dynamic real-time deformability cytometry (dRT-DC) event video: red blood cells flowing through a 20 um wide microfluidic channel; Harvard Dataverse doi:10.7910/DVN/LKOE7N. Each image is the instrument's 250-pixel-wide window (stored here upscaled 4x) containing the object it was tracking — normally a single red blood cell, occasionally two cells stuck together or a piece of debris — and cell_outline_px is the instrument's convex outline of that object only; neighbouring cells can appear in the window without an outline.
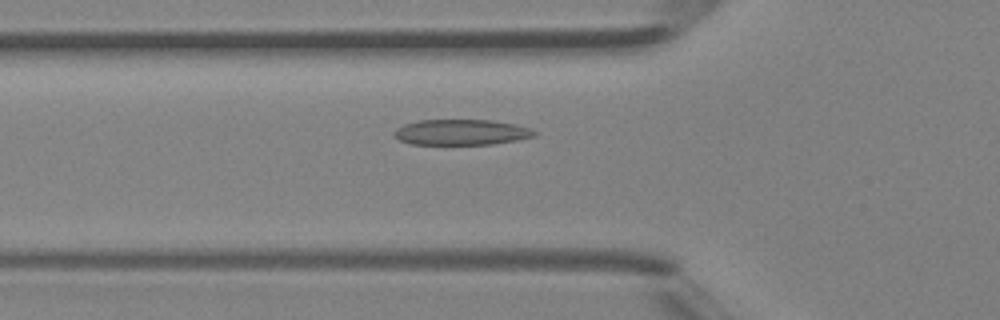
{"species": "Egyptian fruit bat (a non-hibernating species)", "species_latin": "Rousettus aegyptiacus", "temperature_condition": "room temperature", "stored_images_in_passage": 40, "camera_frame_rate_fps": 3000, "um_per_image_px": 0.085, "animal": {"sex": "female"}, "frame": {"image": 1, "passage_image": 16, "time_ms": 5.0, "image_size_px": [1000, 320], "cell_outline_px": [[536, 136], [516, 140], [492, 144], [412, 144], [400, 140], [392, 136], [392, 132], [396, 128], [404, 124], [416, 120], [492, 120], [516, 124], [532, 128], [536, 132]], "centroid_in_image_um": [39.19, 11.23], "position_along_channel_um": 86.6, "area_um2": 21.1}}
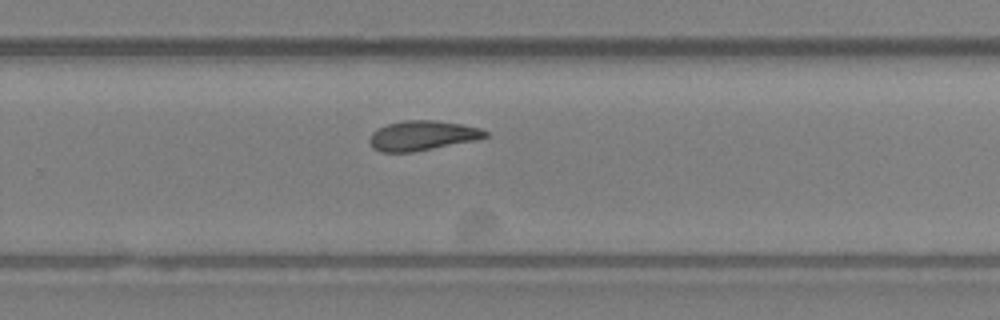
{"frame": {"image": 2, "passage_image": 30, "time_ms": 9.667, "image_size_px": [1000, 320], "cell_outline_px": [[488, 136], [476, 140], [412, 152], [380, 152], [372, 148], [368, 140], [372, 132], [388, 124], [404, 120], [436, 120], [460, 124], [480, 128], [488, 132]], "centroid_in_image_um": [35.88, 11.53], "position_along_channel_um": 293.9, "area_um2": 20.0}}
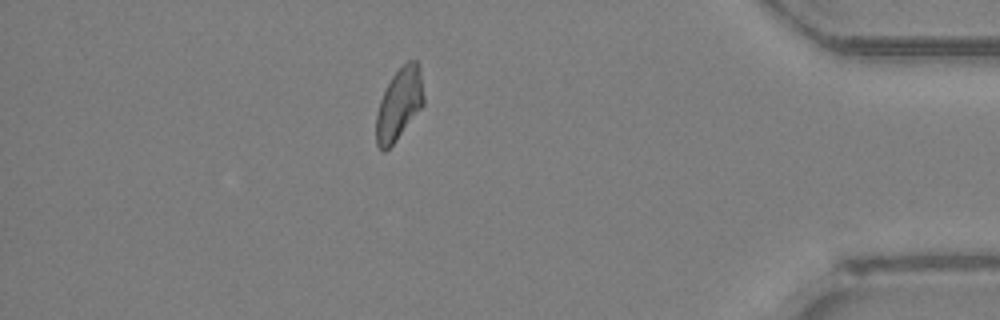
{"frame": {"image": 3, "passage_image": 40, "time_ms": 13.0, "image_size_px": [1000, 320], "cell_outline_px": [[424, 104], [396, 140], [384, 152], [376, 144], [376, 112], [380, 100], [392, 76], [408, 60], [416, 60], [420, 68], [424, 96]], "centroid_in_image_um": [33.93, 8.84], "position_along_channel_um": 401.3, "area_um2": 19.65}, "authors_computed_cell_mechanics": {"area_um2": 20.6346, "velocity_mm_per_s": 4.4473, "shape_relaxation_time_tau1_ms": null, "shape_relaxation_time_tau2_ms": 2.8956, "deformation_change_tau1": null, "deformation_change_tau2": 0.0972}}